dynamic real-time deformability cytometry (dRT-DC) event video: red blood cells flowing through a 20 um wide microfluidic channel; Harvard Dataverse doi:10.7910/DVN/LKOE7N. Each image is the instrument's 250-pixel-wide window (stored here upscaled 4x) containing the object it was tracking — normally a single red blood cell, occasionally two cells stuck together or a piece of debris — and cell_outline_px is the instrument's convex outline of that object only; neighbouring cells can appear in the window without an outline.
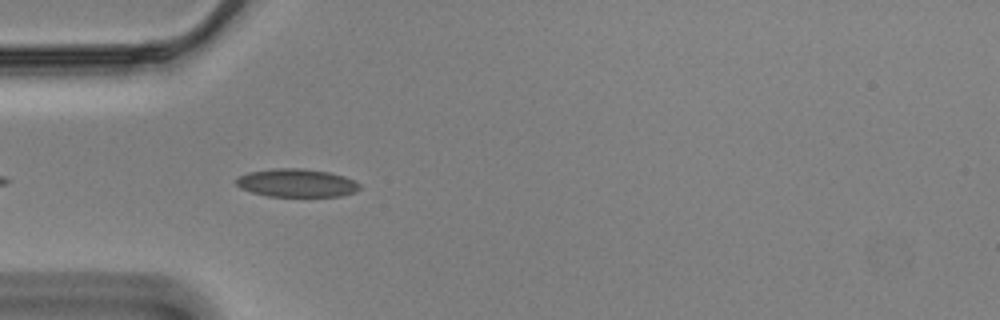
{"species": "Egyptian fruit bat (a non-hibernating species)", "species_latin": "Rousettus aegyptiacus", "temperature_condition": "cold", "stored_images_in_passage": 7, "camera_frame_rate_fps": 3000, "um_per_image_px": 0.085, "animal": {"sex": "male"}, "frame": {"image": 1, "passage_image": 4, "time_ms": 1.0, "image_size_px": [1000, 320], "cell_outline_px": [[360, 188], [356, 192], [340, 196], [268, 196], [252, 192], [240, 188], [236, 184], [236, 180], [240, 176], [248, 172], [272, 168], [304, 168], [328, 172], [344, 176], [360, 184]], "centroid_in_image_um": [25.21, 15.54], "position_along_channel_um": 59.8, "area_um2": 20.23}}